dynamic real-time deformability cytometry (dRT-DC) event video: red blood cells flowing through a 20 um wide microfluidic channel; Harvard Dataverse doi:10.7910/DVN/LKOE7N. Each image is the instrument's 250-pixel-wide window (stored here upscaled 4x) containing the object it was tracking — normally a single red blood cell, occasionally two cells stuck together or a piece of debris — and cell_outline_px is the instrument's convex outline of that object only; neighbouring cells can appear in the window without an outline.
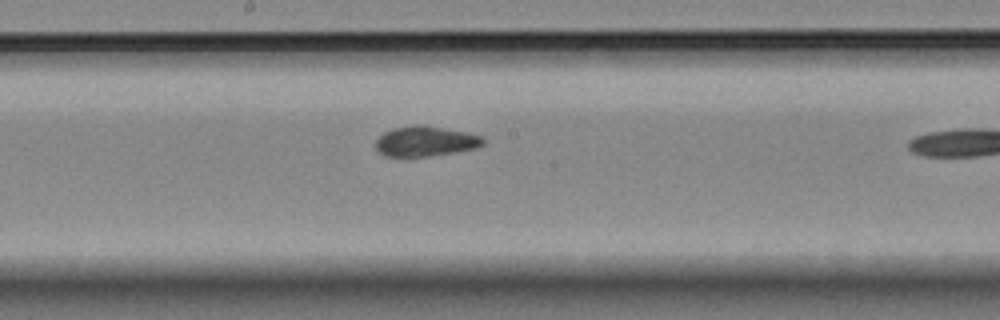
{"species": "Egyptian fruit bat (a non-hibernating species)", "species_latin": "Rousettus aegyptiacus", "temperature_condition": "room temperature", "stored_images_in_passage": 9, "camera_frame_rate_fps": 3000, "um_per_image_px": 0.085, "animal": {"sex": "female"}, "frame": {"image": 1, "passage_image": 8, "time_ms": 9.333, "image_size_px": [1000, 320], "cell_outline_px": [[484, 144], [476, 148], [428, 156], [384, 156], [376, 148], [376, 140], [384, 132], [392, 128], [420, 124], [468, 132], [484, 136]], "centroid_in_image_um": [36.18, 11.99], "position_along_channel_um": 212.0, "area_um2": 18.79}}